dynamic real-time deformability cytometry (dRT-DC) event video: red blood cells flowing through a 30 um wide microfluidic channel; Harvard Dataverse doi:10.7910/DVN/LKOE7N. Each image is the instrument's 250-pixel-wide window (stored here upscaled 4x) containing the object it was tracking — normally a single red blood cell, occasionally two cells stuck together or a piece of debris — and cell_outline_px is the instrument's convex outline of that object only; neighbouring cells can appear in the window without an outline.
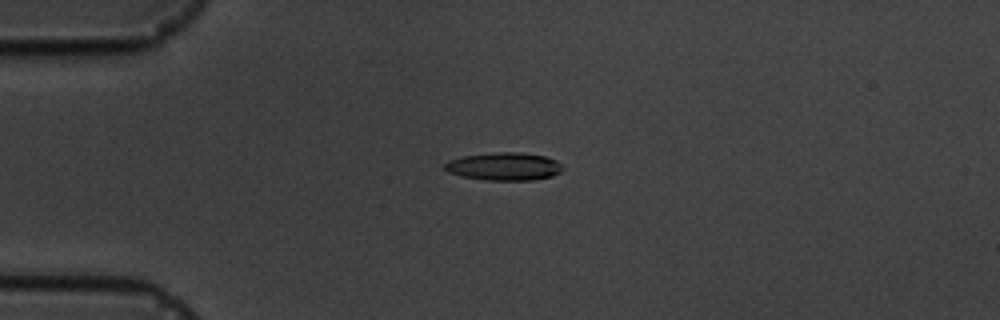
{"species": "common noctule bat (a hibernating species)", "species_latin": "Nyctalus noctula", "temperature_condition": "cold", "stored_images_in_passage": 2, "camera_frame_rate_fps": 3000, "um_per_image_px": 0.085, "animal": {"sex": "male", "body_mass_g": 19.5, "forearm_length_mm": 54.6}, "frame": {"image": 1, "passage_image": 1, "time_ms": 0.0, "image_size_px": [1000, 320], "cell_outline_px": [[564, 168], [560, 172], [552, 176], [532, 180], [484, 180], [460, 176], [448, 172], [440, 168], [448, 160], [464, 156], [500, 152], [520, 152], [544, 156], [556, 160]], "centroid_in_image_um": [42.81, 14.15], "position_along_channel_um": 42.2, "area_um2": 19.25}}